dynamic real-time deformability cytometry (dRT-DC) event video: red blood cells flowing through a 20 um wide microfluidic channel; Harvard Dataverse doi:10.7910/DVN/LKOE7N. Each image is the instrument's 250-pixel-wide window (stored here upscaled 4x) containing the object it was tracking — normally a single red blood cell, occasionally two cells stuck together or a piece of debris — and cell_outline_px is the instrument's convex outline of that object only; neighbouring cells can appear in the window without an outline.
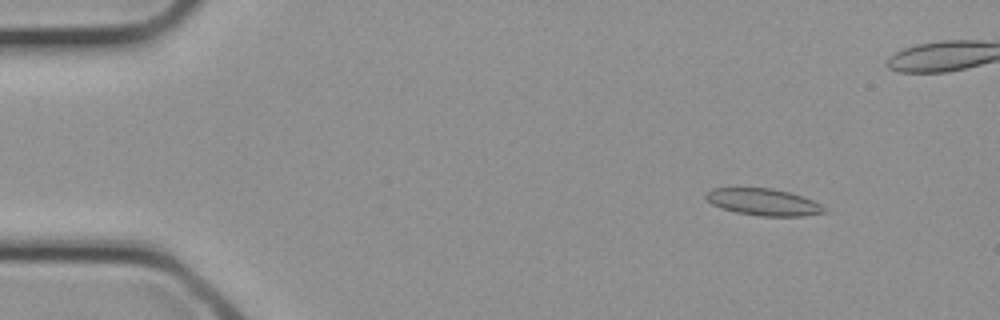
{"species": "common noctule bat (a hibernating species)", "species_latin": "Nyctalus noctula", "temperature_condition": "cold", "stored_images_in_passage": 9, "camera_frame_rate_fps": 3000, "um_per_image_px": 0.085, "animal": {"sex": "female", "body_mass_g": 21.9}, "frame": {"image": 1, "passage_image": 3, "time_ms": 0.667, "image_size_px": [1000, 320], "cell_outline_px": [[828, 212], [804, 216], [760, 216], [736, 212], [720, 208], [712, 204], [704, 196], [712, 188], [772, 188], [792, 192], [812, 200], [820, 204]], "centroid_in_image_um": [64.91, 17.17], "position_along_channel_um": 20.1, "area_um2": 18.55}}